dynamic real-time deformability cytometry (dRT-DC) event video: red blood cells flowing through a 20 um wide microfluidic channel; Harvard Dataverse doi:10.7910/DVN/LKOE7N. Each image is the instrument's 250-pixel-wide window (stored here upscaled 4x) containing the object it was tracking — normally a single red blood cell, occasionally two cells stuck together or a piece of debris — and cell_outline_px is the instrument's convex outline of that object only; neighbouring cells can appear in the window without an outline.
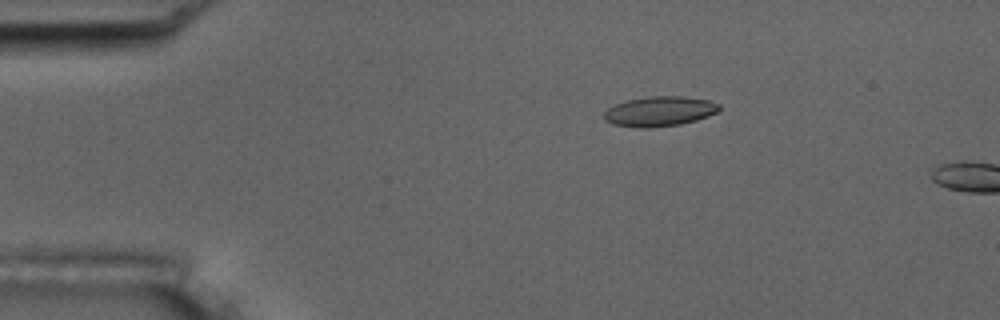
{"species": "common noctule bat (a hibernating species)", "species_latin": "Nyctalus noctula", "temperature_condition": "room temperature", "stored_images_in_passage": 13, "camera_frame_rate_fps": 3000, "um_per_image_px": 0.085, "animal": {"sex": "male", "body_mass_g": 17.5, "forearm_length_mm": 52.3}, "frame": {"image": 1, "passage_image": 10, "time_ms": 3.0, "image_size_px": [1000, 320], "cell_outline_px": [[720, 108], [716, 112], [708, 116], [696, 120], [680, 124], [648, 128], [640, 128], [612, 124], [604, 120], [604, 112], [608, 108], [616, 104], [628, 100], [648, 96], [684, 96], [708, 100], [720, 104]], "centroid_in_image_um": [56.05, 9.46], "position_along_channel_um": 28.9, "area_um2": 20.06}}